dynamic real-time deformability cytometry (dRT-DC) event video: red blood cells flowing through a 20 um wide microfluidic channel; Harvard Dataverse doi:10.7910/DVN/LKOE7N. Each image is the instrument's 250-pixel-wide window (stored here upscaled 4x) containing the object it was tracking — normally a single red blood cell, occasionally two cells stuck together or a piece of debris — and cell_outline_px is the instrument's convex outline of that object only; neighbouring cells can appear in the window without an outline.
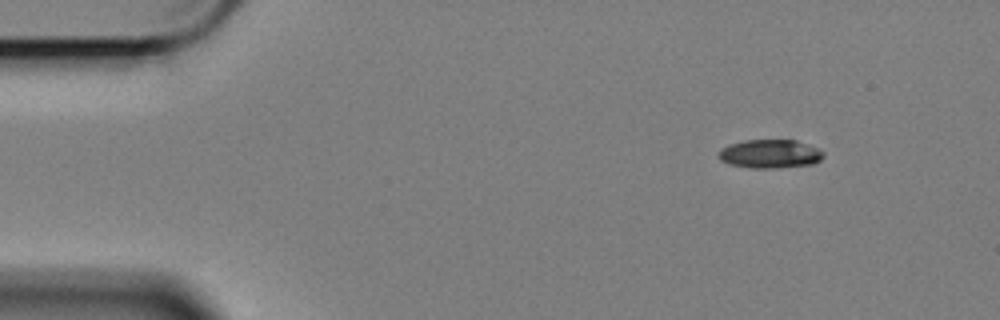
{"species": "Egyptian fruit bat (a non-hibernating species)", "species_latin": "Rousettus aegyptiacus", "temperature_condition": "cold", "stored_images_in_passage": 54, "camera_frame_rate_fps": 3000, "um_per_image_px": 0.085, "animal": {"sex": "female"}, "frame": {"image": 1, "passage_image": 1, "time_ms": 0.0, "image_size_px": [1000, 320], "cell_outline_px": [[824, 156], [820, 160], [812, 164], [776, 168], [752, 168], [728, 164], [720, 160], [716, 156], [716, 152], [720, 148], [728, 144], [744, 140], [796, 140], [820, 148], [824, 152]], "centroid_in_image_um": [65.41, 13.07], "position_along_channel_um": 19.6, "area_um2": 17.86}}
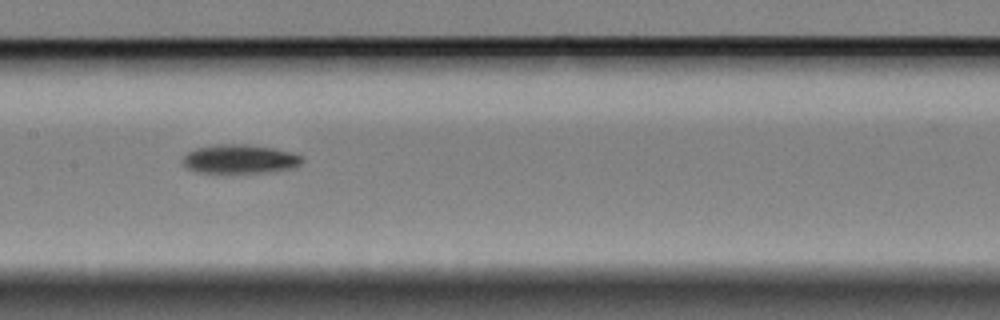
{"frame": {"image": 2, "passage_image": 23, "time_ms": 7.333, "image_size_px": [1000, 320], "cell_outline_px": [[304, 160], [296, 168], [276, 172], [200, 172], [188, 168], [184, 164], [184, 156], [188, 152], [196, 148], [216, 144], [244, 144], [272, 148], [292, 152], [300, 156]], "centroid_in_image_um": [20.45, 13.52], "position_along_channel_um": 187.0, "area_um2": 20.0}}
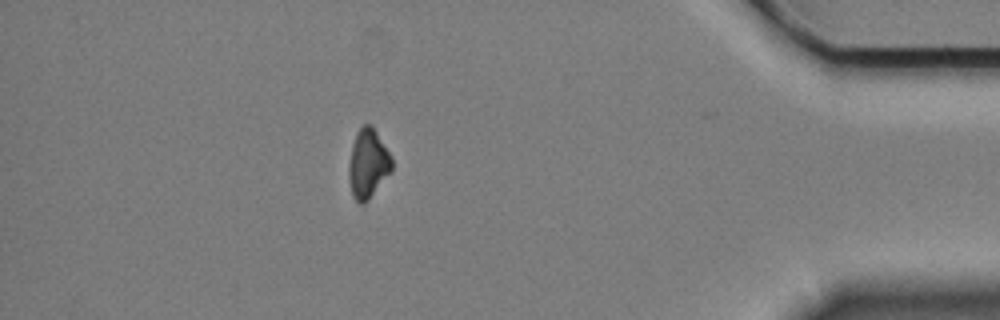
{"frame": {"image": 3, "passage_image": 46, "time_ms": 15.0, "image_size_px": [1000, 320], "cell_outline_px": [[392, 172], [368, 200], [364, 204], [360, 204], [352, 196], [348, 176], [348, 168], [352, 144], [356, 132], [364, 124], [372, 124], [392, 156]], "centroid_in_image_um": [31.29, 13.91], "position_along_channel_um": 403.9, "area_um2": 17.63}, "authors_computed_cell_mechanics": {"area_um2": 18.9006, "velocity_mm_per_s": 3.3962, "shape_relaxation_time_tau1_ms": 2.7651, "shape_relaxation_time_tau2_ms": null, "deformation_change_tau1": 0.1009, "deformation_change_tau2": null}}